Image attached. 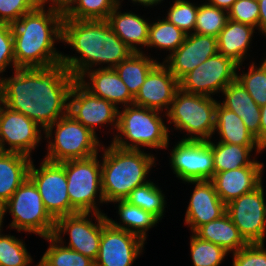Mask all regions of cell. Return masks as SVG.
<instances>
[{
  "label": "cell",
  "instance_id": "35",
  "mask_svg": "<svg viewBox=\"0 0 266 266\" xmlns=\"http://www.w3.org/2000/svg\"><path fill=\"white\" fill-rule=\"evenodd\" d=\"M44 239L48 247L40 261L44 266H95V261L75 250L63 246L53 236Z\"/></svg>",
  "mask_w": 266,
  "mask_h": 266
},
{
  "label": "cell",
  "instance_id": "7",
  "mask_svg": "<svg viewBox=\"0 0 266 266\" xmlns=\"http://www.w3.org/2000/svg\"><path fill=\"white\" fill-rule=\"evenodd\" d=\"M1 208L3 228L7 213L11 217L6 224L7 231L34 234L39 238L53 236L56 220L46 210L37 186L29 177Z\"/></svg>",
  "mask_w": 266,
  "mask_h": 266
},
{
  "label": "cell",
  "instance_id": "25",
  "mask_svg": "<svg viewBox=\"0 0 266 266\" xmlns=\"http://www.w3.org/2000/svg\"><path fill=\"white\" fill-rule=\"evenodd\" d=\"M219 103L237 114L248 131L260 142V106L236 79L221 92Z\"/></svg>",
  "mask_w": 266,
  "mask_h": 266
},
{
  "label": "cell",
  "instance_id": "38",
  "mask_svg": "<svg viewBox=\"0 0 266 266\" xmlns=\"http://www.w3.org/2000/svg\"><path fill=\"white\" fill-rule=\"evenodd\" d=\"M190 260L193 266H220L230 254L219 245L197 237L193 232L189 238Z\"/></svg>",
  "mask_w": 266,
  "mask_h": 266
},
{
  "label": "cell",
  "instance_id": "21",
  "mask_svg": "<svg viewBox=\"0 0 266 266\" xmlns=\"http://www.w3.org/2000/svg\"><path fill=\"white\" fill-rule=\"evenodd\" d=\"M258 158L250 165L238 169L214 173L210 180L219 198L227 205L241 195L258 188L265 174L264 162Z\"/></svg>",
  "mask_w": 266,
  "mask_h": 266
},
{
  "label": "cell",
  "instance_id": "47",
  "mask_svg": "<svg viewBox=\"0 0 266 266\" xmlns=\"http://www.w3.org/2000/svg\"><path fill=\"white\" fill-rule=\"evenodd\" d=\"M266 140V104L260 107V144Z\"/></svg>",
  "mask_w": 266,
  "mask_h": 266
},
{
  "label": "cell",
  "instance_id": "11",
  "mask_svg": "<svg viewBox=\"0 0 266 266\" xmlns=\"http://www.w3.org/2000/svg\"><path fill=\"white\" fill-rule=\"evenodd\" d=\"M165 147L169 151L168 165L181 183L188 181H207L214 175L211 140L183 141L175 139ZM173 143V144H172ZM171 144V146H170ZM170 147V148H169ZM169 149V150H168Z\"/></svg>",
  "mask_w": 266,
  "mask_h": 266
},
{
  "label": "cell",
  "instance_id": "8",
  "mask_svg": "<svg viewBox=\"0 0 266 266\" xmlns=\"http://www.w3.org/2000/svg\"><path fill=\"white\" fill-rule=\"evenodd\" d=\"M69 113L44 131V159L51 162L87 159L97 155L104 142ZM101 139V140H99Z\"/></svg>",
  "mask_w": 266,
  "mask_h": 266
},
{
  "label": "cell",
  "instance_id": "16",
  "mask_svg": "<svg viewBox=\"0 0 266 266\" xmlns=\"http://www.w3.org/2000/svg\"><path fill=\"white\" fill-rule=\"evenodd\" d=\"M263 183L226 205V213L247 243L266 242L265 202Z\"/></svg>",
  "mask_w": 266,
  "mask_h": 266
},
{
  "label": "cell",
  "instance_id": "33",
  "mask_svg": "<svg viewBox=\"0 0 266 266\" xmlns=\"http://www.w3.org/2000/svg\"><path fill=\"white\" fill-rule=\"evenodd\" d=\"M156 181L154 178V180L152 179L144 185L136 187L130 192L129 196L125 200L132 205L138 206L143 210L150 212L160 222H163V217H166V208L169 209L167 207L168 200H166V191L163 192V188L158 184V178Z\"/></svg>",
  "mask_w": 266,
  "mask_h": 266
},
{
  "label": "cell",
  "instance_id": "5",
  "mask_svg": "<svg viewBox=\"0 0 266 266\" xmlns=\"http://www.w3.org/2000/svg\"><path fill=\"white\" fill-rule=\"evenodd\" d=\"M166 113L131 104L118 109V126L110 143L122 149L164 150L171 139Z\"/></svg>",
  "mask_w": 266,
  "mask_h": 266
},
{
  "label": "cell",
  "instance_id": "43",
  "mask_svg": "<svg viewBox=\"0 0 266 266\" xmlns=\"http://www.w3.org/2000/svg\"><path fill=\"white\" fill-rule=\"evenodd\" d=\"M265 243H248L245 247L231 254V266H266Z\"/></svg>",
  "mask_w": 266,
  "mask_h": 266
},
{
  "label": "cell",
  "instance_id": "40",
  "mask_svg": "<svg viewBox=\"0 0 266 266\" xmlns=\"http://www.w3.org/2000/svg\"><path fill=\"white\" fill-rule=\"evenodd\" d=\"M166 1L170 6L166 9L167 13L164 12L165 10L160 11L163 12V17L187 35L193 33L198 12V1L196 3L193 2L194 0H172V3Z\"/></svg>",
  "mask_w": 266,
  "mask_h": 266
},
{
  "label": "cell",
  "instance_id": "19",
  "mask_svg": "<svg viewBox=\"0 0 266 266\" xmlns=\"http://www.w3.org/2000/svg\"><path fill=\"white\" fill-rule=\"evenodd\" d=\"M178 89L179 81L160 61L148 73L133 104L167 113Z\"/></svg>",
  "mask_w": 266,
  "mask_h": 266
},
{
  "label": "cell",
  "instance_id": "49",
  "mask_svg": "<svg viewBox=\"0 0 266 266\" xmlns=\"http://www.w3.org/2000/svg\"><path fill=\"white\" fill-rule=\"evenodd\" d=\"M210 5L216 6L219 9L229 11L236 0H205Z\"/></svg>",
  "mask_w": 266,
  "mask_h": 266
},
{
  "label": "cell",
  "instance_id": "37",
  "mask_svg": "<svg viewBox=\"0 0 266 266\" xmlns=\"http://www.w3.org/2000/svg\"><path fill=\"white\" fill-rule=\"evenodd\" d=\"M4 230L0 227V266H30L35 263L25 239L10 232L4 234Z\"/></svg>",
  "mask_w": 266,
  "mask_h": 266
},
{
  "label": "cell",
  "instance_id": "36",
  "mask_svg": "<svg viewBox=\"0 0 266 266\" xmlns=\"http://www.w3.org/2000/svg\"><path fill=\"white\" fill-rule=\"evenodd\" d=\"M120 0H73L63 11L64 19L107 20Z\"/></svg>",
  "mask_w": 266,
  "mask_h": 266
},
{
  "label": "cell",
  "instance_id": "20",
  "mask_svg": "<svg viewBox=\"0 0 266 266\" xmlns=\"http://www.w3.org/2000/svg\"><path fill=\"white\" fill-rule=\"evenodd\" d=\"M218 53L217 38L191 33L184 42L163 63L179 81L209 57Z\"/></svg>",
  "mask_w": 266,
  "mask_h": 266
},
{
  "label": "cell",
  "instance_id": "15",
  "mask_svg": "<svg viewBox=\"0 0 266 266\" xmlns=\"http://www.w3.org/2000/svg\"><path fill=\"white\" fill-rule=\"evenodd\" d=\"M43 140L44 130L38 124L0 102V151L33 158Z\"/></svg>",
  "mask_w": 266,
  "mask_h": 266
},
{
  "label": "cell",
  "instance_id": "18",
  "mask_svg": "<svg viewBox=\"0 0 266 266\" xmlns=\"http://www.w3.org/2000/svg\"><path fill=\"white\" fill-rule=\"evenodd\" d=\"M182 184L194 185L187 202L183 219L189 232H195L200 226L219 219L226 213V204L219 198L210 180L188 181Z\"/></svg>",
  "mask_w": 266,
  "mask_h": 266
},
{
  "label": "cell",
  "instance_id": "30",
  "mask_svg": "<svg viewBox=\"0 0 266 266\" xmlns=\"http://www.w3.org/2000/svg\"><path fill=\"white\" fill-rule=\"evenodd\" d=\"M194 234L202 240L219 245L229 254L237 252L248 244L227 213L200 226Z\"/></svg>",
  "mask_w": 266,
  "mask_h": 266
},
{
  "label": "cell",
  "instance_id": "22",
  "mask_svg": "<svg viewBox=\"0 0 266 266\" xmlns=\"http://www.w3.org/2000/svg\"><path fill=\"white\" fill-rule=\"evenodd\" d=\"M125 0L120 3L109 14L107 22L115 34L135 53H146L148 43L150 17L141 15L135 8L131 10L123 9ZM123 4V5H122ZM126 10V11H125ZM145 47V48H144ZM144 51H143V50Z\"/></svg>",
  "mask_w": 266,
  "mask_h": 266
},
{
  "label": "cell",
  "instance_id": "28",
  "mask_svg": "<svg viewBox=\"0 0 266 266\" xmlns=\"http://www.w3.org/2000/svg\"><path fill=\"white\" fill-rule=\"evenodd\" d=\"M213 138L215 141L229 144L261 146L260 142L248 131L242 119L219 102L216 107Z\"/></svg>",
  "mask_w": 266,
  "mask_h": 266
},
{
  "label": "cell",
  "instance_id": "31",
  "mask_svg": "<svg viewBox=\"0 0 266 266\" xmlns=\"http://www.w3.org/2000/svg\"><path fill=\"white\" fill-rule=\"evenodd\" d=\"M153 19L149 25L146 54H148L147 50L149 49L151 52H153V49H156V52L154 53H157V50H159L162 54L167 53L166 55L163 54V57L165 56V58L161 60V62H163L179 48V46L184 42L187 34L176 27L173 23H170L163 17V15L162 17L161 15L154 17Z\"/></svg>",
  "mask_w": 266,
  "mask_h": 266
},
{
  "label": "cell",
  "instance_id": "50",
  "mask_svg": "<svg viewBox=\"0 0 266 266\" xmlns=\"http://www.w3.org/2000/svg\"><path fill=\"white\" fill-rule=\"evenodd\" d=\"M266 152V140L261 144V153Z\"/></svg>",
  "mask_w": 266,
  "mask_h": 266
},
{
  "label": "cell",
  "instance_id": "13",
  "mask_svg": "<svg viewBox=\"0 0 266 266\" xmlns=\"http://www.w3.org/2000/svg\"><path fill=\"white\" fill-rule=\"evenodd\" d=\"M35 161L36 159L33 158L29 168V178L37 186L49 214L56 220L61 216L79 213L70 204L63 165L60 162H51L41 158L37 166Z\"/></svg>",
  "mask_w": 266,
  "mask_h": 266
},
{
  "label": "cell",
  "instance_id": "9",
  "mask_svg": "<svg viewBox=\"0 0 266 266\" xmlns=\"http://www.w3.org/2000/svg\"><path fill=\"white\" fill-rule=\"evenodd\" d=\"M66 173L70 204L81 213H105L101 182V150L87 159L60 162Z\"/></svg>",
  "mask_w": 266,
  "mask_h": 266
},
{
  "label": "cell",
  "instance_id": "26",
  "mask_svg": "<svg viewBox=\"0 0 266 266\" xmlns=\"http://www.w3.org/2000/svg\"><path fill=\"white\" fill-rule=\"evenodd\" d=\"M110 204L114 205L116 209L114 213L117 216L113 219L106 212L107 222L114 228L122 229L139 236L147 243L148 231H151L154 227L156 228L160 221L150 212L132 205L126 200H116Z\"/></svg>",
  "mask_w": 266,
  "mask_h": 266
},
{
  "label": "cell",
  "instance_id": "41",
  "mask_svg": "<svg viewBox=\"0 0 266 266\" xmlns=\"http://www.w3.org/2000/svg\"><path fill=\"white\" fill-rule=\"evenodd\" d=\"M40 3L41 0H0V23L12 25Z\"/></svg>",
  "mask_w": 266,
  "mask_h": 266
},
{
  "label": "cell",
  "instance_id": "6",
  "mask_svg": "<svg viewBox=\"0 0 266 266\" xmlns=\"http://www.w3.org/2000/svg\"><path fill=\"white\" fill-rule=\"evenodd\" d=\"M218 99L201 94L176 91L167 115L169 133H181L177 140L209 141L215 130V117ZM171 126V127H170ZM172 129V130H171ZM175 134V135H174Z\"/></svg>",
  "mask_w": 266,
  "mask_h": 266
},
{
  "label": "cell",
  "instance_id": "14",
  "mask_svg": "<svg viewBox=\"0 0 266 266\" xmlns=\"http://www.w3.org/2000/svg\"><path fill=\"white\" fill-rule=\"evenodd\" d=\"M237 67L233 59L217 53L184 75L179 80V88L188 93L217 98L227 85L236 80Z\"/></svg>",
  "mask_w": 266,
  "mask_h": 266
},
{
  "label": "cell",
  "instance_id": "23",
  "mask_svg": "<svg viewBox=\"0 0 266 266\" xmlns=\"http://www.w3.org/2000/svg\"><path fill=\"white\" fill-rule=\"evenodd\" d=\"M77 81L92 95L108 100L117 108L133 104L134 97L114 69H92Z\"/></svg>",
  "mask_w": 266,
  "mask_h": 266
},
{
  "label": "cell",
  "instance_id": "48",
  "mask_svg": "<svg viewBox=\"0 0 266 266\" xmlns=\"http://www.w3.org/2000/svg\"><path fill=\"white\" fill-rule=\"evenodd\" d=\"M72 1L73 0H41V3L64 11Z\"/></svg>",
  "mask_w": 266,
  "mask_h": 266
},
{
  "label": "cell",
  "instance_id": "42",
  "mask_svg": "<svg viewBox=\"0 0 266 266\" xmlns=\"http://www.w3.org/2000/svg\"><path fill=\"white\" fill-rule=\"evenodd\" d=\"M10 68V72L16 69L12 26L0 23V79Z\"/></svg>",
  "mask_w": 266,
  "mask_h": 266
},
{
  "label": "cell",
  "instance_id": "29",
  "mask_svg": "<svg viewBox=\"0 0 266 266\" xmlns=\"http://www.w3.org/2000/svg\"><path fill=\"white\" fill-rule=\"evenodd\" d=\"M214 173L250 166L262 155L261 146H241L211 139ZM259 156V157H257Z\"/></svg>",
  "mask_w": 266,
  "mask_h": 266
},
{
  "label": "cell",
  "instance_id": "45",
  "mask_svg": "<svg viewBox=\"0 0 266 266\" xmlns=\"http://www.w3.org/2000/svg\"><path fill=\"white\" fill-rule=\"evenodd\" d=\"M259 3V23L258 34L266 40V0H260Z\"/></svg>",
  "mask_w": 266,
  "mask_h": 266
},
{
  "label": "cell",
  "instance_id": "39",
  "mask_svg": "<svg viewBox=\"0 0 266 266\" xmlns=\"http://www.w3.org/2000/svg\"><path fill=\"white\" fill-rule=\"evenodd\" d=\"M200 3L198 1V12L193 33L217 38L229 20L228 12L210 5L206 1Z\"/></svg>",
  "mask_w": 266,
  "mask_h": 266
},
{
  "label": "cell",
  "instance_id": "53",
  "mask_svg": "<svg viewBox=\"0 0 266 266\" xmlns=\"http://www.w3.org/2000/svg\"><path fill=\"white\" fill-rule=\"evenodd\" d=\"M264 213H265V221H266V202H265Z\"/></svg>",
  "mask_w": 266,
  "mask_h": 266
},
{
  "label": "cell",
  "instance_id": "44",
  "mask_svg": "<svg viewBox=\"0 0 266 266\" xmlns=\"http://www.w3.org/2000/svg\"><path fill=\"white\" fill-rule=\"evenodd\" d=\"M228 16L230 20L251 25L258 31L259 3L255 0H236Z\"/></svg>",
  "mask_w": 266,
  "mask_h": 266
},
{
  "label": "cell",
  "instance_id": "2",
  "mask_svg": "<svg viewBox=\"0 0 266 266\" xmlns=\"http://www.w3.org/2000/svg\"><path fill=\"white\" fill-rule=\"evenodd\" d=\"M61 63L78 79L92 69H114L133 51L115 34L107 20L63 19Z\"/></svg>",
  "mask_w": 266,
  "mask_h": 266
},
{
  "label": "cell",
  "instance_id": "12",
  "mask_svg": "<svg viewBox=\"0 0 266 266\" xmlns=\"http://www.w3.org/2000/svg\"><path fill=\"white\" fill-rule=\"evenodd\" d=\"M118 109L108 100L92 95L77 80L72 85L68 113L96 136L99 131L113 139L118 126Z\"/></svg>",
  "mask_w": 266,
  "mask_h": 266
},
{
  "label": "cell",
  "instance_id": "34",
  "mask_svg": "<svg viewBox=\"0 0 266 266\" xmlns=\"http://www.w3.org/2000/svg\"><path fill=\"white\" fill-rule=\"evenodd\" d=\"M263 55L259 63L254 60L249 61V64L246 62L238 64L236 76L239 83L260 107L266 104V56L264 53Z\"/></svg>",
  "mask_w": 266,
  "mask_h": 266
},
{
  "label": "cell",
  "instance_id": "10",
  "mask_svg": "<svg viewBox=\"0 0 266 266\" xmlns=\"http://www.w3.org/2000/svg\"><path fill=\"white\" fill-rule=\"evenodd\" d=\"M106 220L105 213L79 212L61 216L55 221L53 237L63 246L95 261L99 253L102 225Z\"/></svg>",
  "mask_w": 266,
  "mask_h": 266
},
{
  "label": "cell",
  "instance_id": "51",
  "mask_svg": "<svg viewBox=\"0 0 266 266\" xmlns=\"http://www.w3.org/2000/svg\"><path fill=\"white\" fill-rule=\"evenodd\" d=\"M0 227H2V208L0 205Z\"/></svg>",
  "mask_w": 266,
  "mask_h": 266
},
{
  "label": "cell",
  "instance_id": "32",
  "mask_svg": "<svg viewBox=\"0 0 266 266\" xmlns=\"http://www.w3.org/2000/svg\"><path fill=\"white\" fill-rule=\"evenodd\" d=\"M161 58L153 57L150 52L135 53L133 52L127 59L121 61L114 70L128 87L130 94L135 97L145 82L150 70L160 62Z\"/></svg>",
  "mask_w": 266,
  "mask_h": 266
},
{
  "label": "cell",
  "instance_id": "17",
  "mask_svg": "<svg viewBox=\"0 0 266 266\" xmlns=\"http://www.w3.org/2000/svg\"><path fill=\"white\" fill-rule=\"evenodd\" d=\"M146 242L128 231L112 227L107 220L102 225L99 253L95 266H133L145 253Z\"/></svg>",
  "mask_w": 266,
  "mask_h": 266
},
{
  "label": "cell",
  "instance_id": "1",
  "mask_svg": "<svg viewBox=\"0 0 266 266\" xmlns=\"http://www.w3.org/2000/svg\"><path fill=\"white\" fill-rule=\"evenodd\" d=\"M0 79V102L24 114L44 131L68 114L69 93L77 80L62 64L16 68Z\"/></svg>",
  "mask_w": 266,
  "mask_h": 266
},
{
  "label": "cell",
  "instance_id": "52",
  "mask_svg": "<svg viewBox=\"0 0 266 266\" xmlns=\"http://www.w3.org/2000/svg\"><path fill=\"white\" fill-rule=\"evenodd\" d=\"M30 266H41V261H40V259L38 260V263H35V265L33 264H31Z\"/></svg>",
  "mask_w": 266,
  "mask_h": 266
},
{
  "label": "cell",
  "instance_id": "4",
  "mask_svg": "<svg viewBox=\"0 0 266 266\" xmlns=\"http://www.w3.org/2000/svg\"><path fill=\"white\" fill-rule=\"evenodd\" d=\"M158 160L153 152L122 149L109 141L105 145L103 143L101 182L106 205L116 200H125L136 187L151 181V174L155 173L152 171H157L153 168L161 165Z\"/></svg>",
  "mask_w": 266,
  "mask_h": 266
},
{
  "label": "cell",
  "instance_id": "46",
  "mask_svg": "<svg viewBox=\"0 0 266 266\" xmlns=\"http://www.w3.org/2000/svg\"><path fill=\"white\" fill-rule=\"evenodd\" d=\"M130 1V3L132 4L131 7L133 6H136L137 5V8L136 9H139L141 6L144 8L143 11L145 9H148L149 8H153L151 10H154L156 9L157 7H162L161 5L165 2V0H128V2ZM140 6V7H139ZM156 7V8H154Z\"/></svg>",
  "mask_w": 266,
  "mask_h": 266
},
{
  "label": "cell",
  "instance_id": "3",
  "mask_svg": "<svg viewBox=\"0 0 266 266\" xmlns=\"http://www.w3.org/2000/svg\"><path fill=\"white\" fill-rule=\"evenodd\" d=\"M61 9L40 3L12 24L16 68H47L61 63Z\"/></svg>",
  "mask_w": 266,
  "mask_h": 266
},
{
  "label": "cell",
  "instance_id": "27",
  "mask_svg": "<svg viewBox=\"0 0 266 266\" xmlns=\"http://www.w3.org/2000/svg\"><path fill=\"white\" fill-rule=\"evenodd\" d=\"M33 158L14 152L0 151V205L3 206L29 177Z\"/></svg>",
  "mask_w": 266,
  "mask_h": 266
},
{
  "label": "cell",
  "instance_id": "24",
  "mask_svg": "<svg viewBox=\"0 0 266 266\" xmlns=\"http://www.w3.org/2000/svg\"><path fill=\"white\" fill-rule=\"evenodd\" d=\"M255 33L259 36L253 26L229 19L217 37L218 53L233 59L237 64L245 63L250 58V61H254L255 56L250 53L253 51Z\"/></svg>",
  "mask_w": 266,
  "mask_h": 266
}]
</instances>
